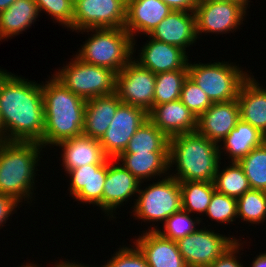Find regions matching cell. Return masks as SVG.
<instances>
[{
    "instance_id": "1",
    "label": "cell",
    "mask_w": 266,
    "mask_h": 267,
    "mask_svg": "<svg viewBox=\"0 0 266 267\" xmlns=\"http://www.w3.org/2000/svg\"><path fill=\"white\" fill-rule=\"evenodd\" d=\"M0 115L3 142H39L43 146L41 83L0 68Z\"/></svg>"
},
{
    "instance_id": "2",
    "label": "cell",
    "mask_w": 266,
    "mask_h": 267,
    "mask_svg": "<svg viewBox=\"0 0 266 267\" xmlns=\"http://www.w3.org/2000/svg\"><path fill=\"white\" fill-rule=\"evenodd\" d=\"M51 77V78H50ZM41 82L44 108V149L83 134L86 100L74 94L53 75ZM49 147V148H47Z\"/></svg>"
},
{
    "instance_id": "3",
    "label": "cell",
    "mask_w": 266,
    "mask_h": 267,
    "mask_svg": "<svg viewBox=\"0 0 266 267\" xmlns=\"http://www.w3.org/2000/svg\"><path fill=\"white\" fill-rule=\"evenodd\" d=\"M43 146L39 142H0V193L32 205ZM41 158V159H40ZM37 172V173H36ZM34 194V195H33ZM34 196V197H33ZM30 200V201H29ZM26 201V202H25Z\"/></svg>"
},
{
    "instance_id": "4",
    "label": "cell",
    "mask_w": 266,
    "mask_h": 267,
    "mask_svg": "<svg viewBox=\"0 0 266 267\" xmlns=\"http://www.w3.org/2000/svg\"><path fill=\"white\" fill-rule=\"evenodd\" d=\"M168 158L169 175L179 182H213L221 162L218 144L197 132L169 138Z\"/></svg>"
},
{
    "instance_id": "5",
    "label": "cell",
    "mask_w": 266,
    "mask_h": 267,
    "mask_svg": "<svg viewBox=\"0 0 266 267\" xmlns=\"http://www.w3.org/2000/svg\"><path fill=\"white\" fill-rule=\"evenodd\" d=\"M80 32L82 35L87 32L88 39L74 55L87 64L118 73L133 57V39L124 27L86 29L75 33Z\"/></svg>"
},
{
    "instance_id": "6",
    "label": "cell",
    "mask_w": 266,
    "mask_h": 267,
    "mask_svg": "<svg viewBox=\"0 0 266 267\" xmlns=\"http://www.w3.org/2000/svg\"><path fill=\"white\" fill-rule=\"evenodd\" d=\"M133 204L130 207L132 212L129 211L133 213L131 216L141 220V226L142 222L150 224L147 231H156L160 223L163 224L169 216L182 209L179 181L168 175L156 182L146 183L143 188L140 183Z\"/></svg>"
},
{
    "instance_id": "7",
    "label": "cell",
    "mask_w": 266,
    "mask_h": 267,
    "mask_svg": "<svg viewBox=\"0 0 266 267\" xmlns=\"http://www.w3.org/2000/svg\"><path fill=\"white\" fill-rule=\"evenodd\" d=\"M239 66L236 62L229 63L223 60L213 63L188 61L187 64L188 76L205 92L212 103L237 99L242 83L250 76L249 73H252Z\"/></svg>"
},
{
    "instance_id": "8",
    "label": "cell",
    "mask_w": 266,
    "mask_h": 267,
    "mask_svg": "<svg viewBox=\"0 0 266 267\" xmlns=\"http://www.w3.org/2000/svg\"><path fill=\"white\" fill-rule=\"evenodd\" d=\"M72 57L51 74L66 88L85 100L116 93L115 71L87 64L74 54Z\"/></svg>"
},
{
    "instance_id": "9",
    "label": "cell",
    "mask_w": 266,
    "mask_h": 267,
    "mask_svg": "<svg viewBox=\"0 0 266 267\" xmlns=\"http://www.w3.org/2000/svg\"><path fill=\"white\" fill-rule=\"evenodd\" d=\"M194 14L198 39L203 34L217 36L236 32L248 16L242 6L228 0H198Z\"/></svg>"
},
{
    "instance_id": "10",
    "label": "cell",
    "mask_w": 266,
    "mask_h": 267,
    "mask_svg": "<svg viewBox=\"0 0 266 267\" xmlns=\"http://www.w3.org/2000/svg\"><path fill=\"white\" fill-rule=\"evenodd\" d=\"M207 224L198 227L193 233L183 237L176 243L188 267H207L221 256L240 236L220 234ZM209 226H211L209 228ZM204 227V228H203ZM209 229H208V228ZM200 228V229H199ZM213 228V230H212Z\"/></svg>"
},
{
    "instance_id": "11",
    "label": "cell",
    "mask_w": 266,
    "mask_h": 267,
    "mask_svg": "<svg viewBox=\"0 0 266 267\" xmlns=\"http://www.w3.org/2000/svg\"><path fill=\"white\" fill-rule=\"evenodd\" d=\"M156 74L131 59L116 75V94L124 104L149 112L154 106Z\"/></svg>"
},
{
    "instance_id": "12",
    "label": "cell",
    "mask_w": 266,
    "mask_h": 267,
    "mask_svg": "<svg viewBox=\"0 0 266 267\" xmlns=\"http://www.w3.org/2000/svg\"><path fill=\"white\" fill-rule=\"evenodd\" d=\"M126 0H74L73 32L97 28H122Z\"/></svg>"
},
{
    "instance_id": "13",
    "label": "cell",
    "mask_w": 266,
    "mask_h": 267,
    "mask_svg": "<svg viewBox=\"0 0 266 267\" xmlns=\"http://www.w3.org/2000/svg\"><path fill=\"white\" fill-rule=\"evenodd\" d=\"M148 120V112L142 108L121 103L104 136L99 140L103 152L116 159L124 152L137 129Z\"/></svg>"
},
{
    "instance_id": "14",
    "label": "cell",
    "mask_w": 266,
    "mask_h": 267,
    "mask_svg": "<svg viewBox=\"0 0 266 267\" xmlns=\"http://www.w3.org/2000/svg\"><path fill=\"white\" fill-rule=\"evenodd\" d=\"M140 183L141 182L116 159L109 158L107 176L102 194L103 215L107 216V218L109 217L108 220L110 221L113 219L116 220V211L121 209L120 207L131 200H134L133 202L135 203V195H137L139 191Z\"/></svg>"
},
{
    "instance_id": "15",
    "label": "cell",
    "mask_w": 266,
    "mask_h": 267,
    "mask_svg": "<svg viewBox=\"0 0 266 267\" xmlns=\"http://www.w3.org/2000/svg\"><path fill=\"white\" fill-rule=\"evenodd\" d=\"M145 37L148 40L140 46V49L137 47V38L133 39L132 59L141 67L151 70L154 74L188 69L187 64L190 58L188 51L185 52L177 46L150 38L148 35ZM136 48L139 49L138 53Z\"/></svg>"
},
{
    "instance_id": "16",
    "label": "cell",
    "mask_w": 266,
    "mask_h": 267,
    "mask_svg": "<svg viewBox=\"0 0 266 267\" xmlns=\"http://www.w3.org/2000/svg\"><path fill=\"white\" fill-rule=\"evenodd\" d=\"M108 160L103 164H89L69 170L68 193L74 201L102 211L103 186L107 176Z\"/></svg>"
},
{
    "instance_id": "17",
    "label": "cell",
    "mask_w": 266,
    "mask_h": 267,
    "mask_svg": "<svg viewBox=\"0 0 266 267\" xmlns=\"http://www.w3.org/2000/svg\"><path fill=\"white\" fill-rule=\"evenodd\" d=\"M239 120L240 109L237 99L212 103L204 113L197 117L196 132L219 145L235 128Z\"/></svg>"
},
{
    "instance_id": "18",
    "label": "cell",
    "mask_w": 266,
    "mask_h": 267,
    "mask_svg": "<svg viewBox=\"0 0 266 267\" xmlns=\"http://www.w3.org/2000/svg\"><path fill=\"white\" fill-rule=\"evenodd\" d=\"M139 231L133 243L144 255L149 267H188L175 241L162 237L157 231Z\"/></svg>"
},
{
    "instance_id": "19",
    "label": "cell",
    "mask_w": 266,
    "mask_h": 267,
    "mask_svg": "<svg viewBox=\"0 0 266 267\" xmlns=\"http://www.w3.org/2000/svg\"><path fill=\"white\" fill-rule=\"evenodd\" d=\"M148 36L177 46L186 52L198 40L195 14L194 12L172 10Z\"/></svg>"
},
{
    "instance_id": "20",
    "label": "cell",
    "mask_w": 266,
    "mask_h": 267,
    "mask_svg": "<svg viewBox=\"0 0 266 267\" xmlns=\"http://www.w3.org/2000/svg\"><path fill=\"white\" fill-rule=\"evenodd\" d=\"M171 11L162 0H126L124 28L132 39L149 35Z\"/></svg>"
},
{
    "instance_id": "21",
    "label": "cell",
    "mask_w": 266,
    "mask_h": 267,
    "mask_svg": "<svg viewBox=\"0 0 266 267\" xmlns=\"http://www.w3.org/2000/svg\"><path fill=\"white\" fill-rule=\"evenodd\" d=\"M148 119L168 138L196 132L197 128V117L180 99L154 105L148 112Z\"/></svg>"
},
{
    "instance_id": "22",
    "label": "cell",
    "mask_w": 266,
    "mask_h": 267,
    "mask_svg": "<svg viewBox=\"0 0 266 267\" xmlns=\"http://www.w3.org/2000/svg\"><path fill=\"white\" fill-rule=\"evenodd\" d=\"M55 147L62 150L59 158H62L60 165L64 168V173L86 164H103L109 159L103 152L98 139L83 134L64 140Z\"/></svg>"
},
{
    "instance_id": "23",
    "label": "cell",
    "mask_w": 266,
    "mask_h": 267,
    "mask_svg": "<svg viewBox=\"0 0 266 267\" xmlns=\"http://www.w3.org/2000/svg\"><path fill=\"white\" fill-rule=\"evenodd\" d=\"M237 101L240 119L266 136V87L260 85L253 73L242 83Z\"/></svg>"
},
{
    "instance_id": "24",
    "label": "cell",
    "mask_w": 266,
    "mask_h": 267,
    "mask_svg": "<svg viewBox=\"0 0 266 267\" xmlns=\"http://www.w3.org/2000/svg\"><path fill=\"white\" fill-rule=\"evenodd\" d=\"M116 160L142 185L169 175L168 152L121 153Z\"/></svg>"
},
{
    "instance_id": "25",
    "label": "cell",
    "mask_w": 266,
    "mask_h": 267,
    "mask_svg": "<svg viewBox=\"0 0 266 267\" xmlns=\"http://www.w3.org/2000/svg\"><path fill=\"white\" fill-rule=\"evenodd\" d=\"M121 103L116 93L87 99L83 135L100 140Z\"/></svg>"
},
{
    "instance_id": "26",
    "label": "cell",
    "mask_w": 266,
    "mask_h": 267,
    "mask_svg": "<svg viewBox=\"0 0 266 267\" xmlns=\"http://www.w3.org/2000/svg\"><path fill=\"white\" fill-rule=\"evenodd\" d=\"M265 141L266 136L264 134L250 123L240 119L235 128L218 145L221 160L223 159L222 156H227L224 158V162L226 158L230 162H238Z\"/></svg>"
},
{
    "instance_id": "27",
    "label": "cell",
    "mask_w": 266,
    "mask_h": 267,
    "mask_svg": "<svg viewBox=\"0 0 266 267\" xmlns=\"http://www.w3.org/2000/svg\"><path fill=\"white\" fill-rule=\"evenodd\" d=\"M39 14L34 0H16L0 12V42L20 35L37 21Z\"/></svg>"
},
{
    "instance_id": "28",
    "label": "cell",
    "mask_w": 266,
    "mask_h": 267,
    "mask_svg": "<svg viewBox=\"0 0 266 267\" xmlns=\"http://www.w3.org/2000/svg\"><path fill=\"white\" fill-rule=\"evenodd\" d=\"M179 184L182 209L192 215L195 214L196 217L201 216V226L204 225L203 216L207 211L213 193L216 191L214 183L205 181H182Z\"/></svg>"
},
{
    "instance_id": "29",
    "label": "cell",
    "mask_w": 266,
    "mask_h": 267,
    "mask_svg": "<svg viewBox=\"0 0 266 267\" xmlns=\"http://www.w3.org/2000/svg\"><path fill=\"white\" fill-rule=\"evenodd\" d=\"M222 162L218 166L213 181L215 190L218 193L238 199L245 192L251 190L249 181L238 162L228 161L227 163L225 161L224 166L221 164Z\"/></svg>"
},
{
    "instance_id": "30",
    "label": "cell",
    "mask_w": 266,
    "mask_h": 267,
    "mask_svg": "<svg viewBox=\"0 0 266 267\" xmlns=\"http://www.w3.org/2000/svg\"><path fill=\"white\" fill-rule=\"evenodd\" d=\"M168 151L169 138L148 119L137 129L123 153Z\"/></svg>"
},
{
    "instance_id": "31",
    "label": "cell",
    "mask_w": 266,
    "mask_h": 267,
    "mask_svg": "<svg viewBox=\"0 0 266 267\" xmlns=\"http://www.w3.org/2000/svg\"><path fill=\"white\" fill-rule=\"evenodd\" d=\"M237 218L241 223L259 225L266 223V192L251 189L237 199ZM243 220V222H242Z\"/></svg>"
},
{
    "instance_id": "32",
    "label": "cell",
    "mask_w": 266,
    "mask_h": 267,
    "mask_svg": "<svg viewBox=\"0 0 266 267\" xmlns=\"http://www.w3.org/2000/svg\"><path fill=\"white\" fill-rule=\"evenodd\" d=\"M187 77L188 69L156 74L154 105L179 100L183 83Z\"/></svg>"
},
{
    "instance_id": "33",
    "label": "cell",
    "mask_w": 266,
    "mask_h": 267,
    "mask_svg": "<svg viewBox=\"0 0 266 267\" xmlns=\"http://www.w3.org/2000/svg\"><path fill=\"white\" fill-rule=\"evenodd\" d=\"M251 189L266 192V142L252 149L238 161Z\"/></svg>"
},
{
    "instance_id": "34",
    "label": "cell",
    "mask_w": 266,
    "mask_h": 267,
    "mask_svg": "<svg viewBox=\"0 0 266 267\" xmlns=\"http://www.w3.org/2000/svg\"><path fill=\"white\" fill-rule=\"evenodd\" d=\"M193 216L188 211L181 209L169 216L156 231L162 237L177 242L201 227L200 217L194 216L193 218Z\"/></svg>"
},
{
    "instance_id": "35",
    "label": "cell",
    "mask_w": 266,
    "mask_h": 267,
    "mask_svg": "<svg viewBox=\"0 0 266 267\" xmlns=\"http://www.w3.org/2000/svg\"><path fill=\"white\" fill-rule=\"evenodd\" d=\"M207 215V216H206ZM204 217L217 224L230 225L237 219V199L215 191Z\"/></svg>"
},
{
    "instance_id": "36",
    "label": "cell",
    "mask_w": 266,
    "mask_h": 267,
    "mask_svg": "<svg viewBox=\"0 0 266 267\" xmlns=\"http://www.w3.org/2000/svg\"><path fill=\"white\" fill-rule=\"evenodd\" d=\"M39 14L51 16L54 23L73 32L74 0H34Z\"/></svg>"
},
{
    "instance_id": "37",
    "label": "cell",
    "mask_w": 266,
    "mask_h": 267,
    "mask_svg": "<svg viewBox=\"0 0 266 267\" xmlns=\"http://www.w3.org/2000/svg\"><path fill=\"white\" fill-rule=\"evenodd\" d=\"M180 100L196 117L212 105L205 92L189 76L183 83Z\"/></svg>"
},
{
    "instance_id": "38",
    "label": "cell",
    "mask_w": 266,
    "mask_h": 267,
    "mask_svg": "<svg viewBox=\"0 0 266 267\" xmlns=\"http://www.w3.org/2000/svg\"><path fill=\"white\" fill-rule=\"evenodd\" d=\"M101 267H149L144 255L133 243L129 246L120 245Z\"/></svg>"
},
{
    "instance_id": "39",
    "label": "cell",
    "mask_w": 266,
    "mask_h": 267,
    "mask_svg": "<svg viewBox=\"0 0 266 267\" xmlns=\"http://www.w3.org/2000/svg\"><path fill=\"white\" fill-rule=\"evenodd\" d=\"M247 242L244 240H237L232 246H230L221 256L216 258L211 265L207 267H244L242 261L240 262V255H243V245ZM239 254V255H237Z\"/></svg>"
},
{
    "instance_id": "40",
    "label": "cell",
    "mask_w": 266,
    "mask_h": 267,
    "mask_svg": "<svg viewBox=\"0 0 266 267\" xmlns=\"http://www.w3.org/2000/svg\"><path fill=\"white\" fill-rule=\"evenodd\" d=\"M22 206L15 198L0 193V227L3 228L8 219L17 212V207L20 209Z\"/></svg>"
},
{
    "instance_id": "41",
    "label": "cell",
    "mask_w": 266,
    "mask_h": 267,
    "mask_svg": "<svg viewBox=\"0 0 266 267\" xmlns=\"http://www.w3.org/2000/svg\"><path fill=\"white\" fill-rule=\"evenodd\" d=\"M167 6L175 11L194 12L198 0H162Z\"/></svg>"
},
{
    "instance_id": "42",
    "label": "cell",
    "mask_w": 266,
    "mask_h": 267,
    "mask_svg": "<svg viewBox=\"0 0 266 267\" xmlns=\"http://www.w3.org/2000/svg\"><path fill=\"white\" fill-rule=\"evenodd\" d=\"M67 260V261H66ZM73 260L71 259V262L68 260V258L67 259H63V260H59V261H57V262H54L55 264H54V267H96V265L95 266H93V264H92V266H91V264L89 265V264H85V263H83V262H79V261H73Z\"/></svg>"
},
{
    "instance_id": "43",
    "label": "cell",
    "mask_w": 266,
    "mask_h": 267,
    "mask_svg": "<svg viewBox=\"0 0 266 267\" xmlns=\"http://www.w3.org/2000/svg\"><path fill=\"white\" fill-rule=\"evenodd\" d=\"M250 267H266V251L262 253L259 252V255L257 254L256 257H254Z\"/></svg>"
},
{
    "instance_id": "44",
    "label": "cell",
    "mask_w": 266,
    "mask_h": 267,
    "mask_svg": "<svg viewBox=\"0 0 266 267\" xmlns=\"http://www.w3.org/2000/svg\"><path fill=\"white\" fill-rule=\"evenodd\" d=\"M230 2H235L237 4H239L240 6H242L248 13V9L250 8V0H228Z\"/></svg>"
},
{
    "instance_id": "45",
    "label": "cell",
    "mask_w": 266,
    "mask_h": 267,
    "mask_svg": "<svg viewBox=\"0 0 266 267\" xmlns=\"http://www.w3.org/2000/svg\"><path fill=\"white\" fill-rule=\"evenodd\" d=\"M16 0H0V12L6 10Z\"/></svg>"
},
{
    "instance_id": "46",
    "label": "cell",
    "mask_w": 266,
    "mask_h": 267,
    "mask_svg": "<svg viewBox=\"0 0 266 267\" xmlns=\"http://www.w3.org/2000/svg\"><path fill=\"white\" fill-rule=\"evenodd\" d=\"M25 264H21V266H19V267H42V266H40L38 263H34V262H24ZM38 264V265H37ZM52 266H50V267H54V263L52 262ZM18 267V266H17Z\"/></svg>"
},
{
    "instance_id": "47",
    "label": "cell",
    "mask_w": 266,
    "mask_h": 267,
    "mask_svg": "<svg viewBox=\"0 0 266 267\" xmlns=\"http://www.w3.org/2000/svg\"><path fill=\"white\" fill-rule=\"evenodd\" d=\"M0 142H3V124L1 121V115H0Z\"/></svg>"
}]
</instances>
